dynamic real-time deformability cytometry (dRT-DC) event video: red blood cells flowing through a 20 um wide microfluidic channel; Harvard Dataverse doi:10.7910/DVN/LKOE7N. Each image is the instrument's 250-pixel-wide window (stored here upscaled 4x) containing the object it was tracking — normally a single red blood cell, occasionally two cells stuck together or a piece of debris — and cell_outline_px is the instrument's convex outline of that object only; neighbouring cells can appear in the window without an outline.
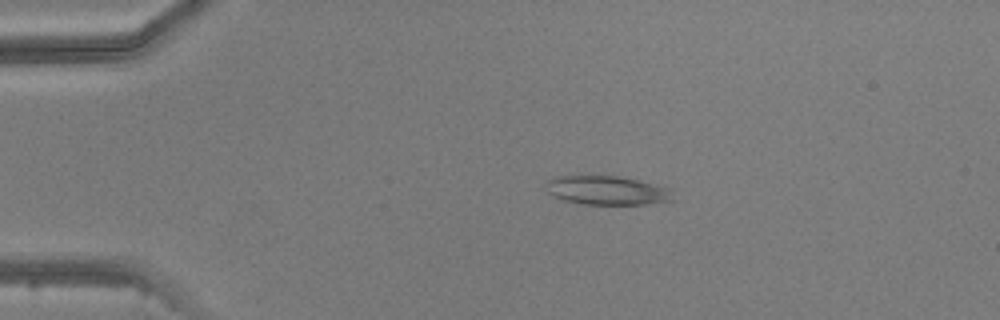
{"species": "common noctule bat (a hibernating species)", "species_latin": "Nyctalus noctula", "temperature_condition": "warm", "stored_images_in_passage": 4, "camera_frame_rate_fps": 3000, "um_per_image_px": 0.085, "animal": {"sex": "male", "body_mass_g": 20.5, "forearm_length_mm": 52.5}, "frame": {"image": 1, "passage_image": 3, "time_ms": 2.333, "image_size_px": [1000, 320], "cell_outline_px": [[676, 200], [644, 204], [584, 204], [560, 200], [552, 196], [548, 192], [544, 184], [552, 176], [616, 176], [640, 180], [672, 188]], "centroid_in_image_um": [51.61, 16.18], "position_along_channel_um": 33.4, "area_um2": 21.85}}